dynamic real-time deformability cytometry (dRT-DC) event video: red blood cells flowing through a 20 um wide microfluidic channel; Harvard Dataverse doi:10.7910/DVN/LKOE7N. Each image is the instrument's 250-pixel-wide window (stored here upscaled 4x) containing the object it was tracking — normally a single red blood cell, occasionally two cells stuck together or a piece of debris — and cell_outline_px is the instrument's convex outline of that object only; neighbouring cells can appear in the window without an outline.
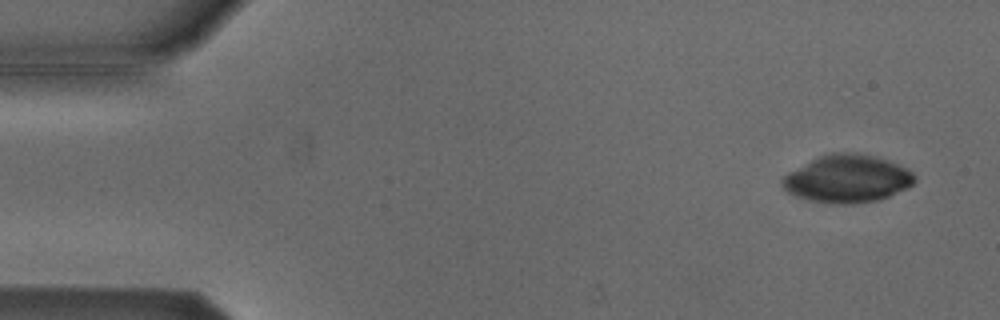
{"species": "Egyptian fruit bat (a non-hibernating species)", "species_latin": "Rousettus aegyptiacus", "temperature_condition": "cold", "stored_images_in_passage": 3, "camera_frame_rate_fps": 3000, "um_per_image_px": 0.085, "animal": {"sex": "male"}, "frame": {"image": 1, "passage_image": 1, "time_ms": 0.0, "image_size_px": [1000, 320], "cell_outline_px": [[916, 180], [908, 188], [880, 200], [856, 204], [840, 204], [812, 200], [796, 196], [788, 192], [780, 184], [780, 180], [788, 172], [820, 156], [832, 152], [856, 152], [876, 156], [888, 160], [908, 168], [916, 176]], "centroid_in_image_um": [72.06, 15.19], "position_along_channel_um": 12.9, "area_um2": 36.93}}